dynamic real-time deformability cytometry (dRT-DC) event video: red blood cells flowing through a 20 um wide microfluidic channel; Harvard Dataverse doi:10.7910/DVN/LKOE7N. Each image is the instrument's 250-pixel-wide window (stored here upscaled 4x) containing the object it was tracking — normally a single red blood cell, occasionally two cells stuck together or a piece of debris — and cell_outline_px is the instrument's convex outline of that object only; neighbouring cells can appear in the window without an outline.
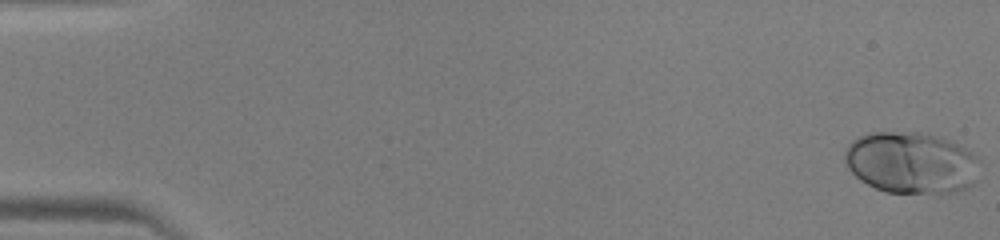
{"species": "human", "species_latin": "Homo sapiens", "temperature_condition": "warm", "stored_images_in_passage": 48, "camera_frame_rate_fps": 3000, "um_per_image_px": 0.085, "donor": {"sex": "male"}, "frame": {"image": 1, "passage_image": 1, "time_ms": 0.0, "image_size_px": [1000, 240], "cell_outline_px": [[980, 160], [976, 180], [972, 184], [964, 188], [952, 192], [884, 192], [860, 180], [848, 168], [844, 160], [844, 152], [848, 144], [852, 140], [868, 132], [920, 132], [956, 144], [972, 152]], "centroid_in_image_um": [77.41, 13.82], "position_along_channel_um": 7.6, "area_um2": 48.09}}
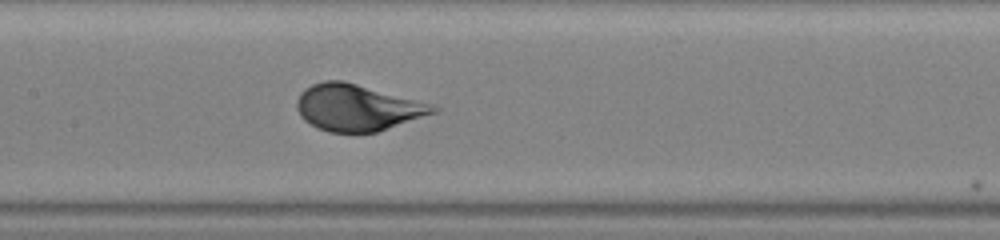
{"frame": {"image": 2, "passage_image": 24, "time_ms": 7.667, "image_size_px": [1000, 240], "cell_outline_px": [[440, 108], [436, 112], [376, 132], [328, 132], [316, 128], [304, 120], [300, 116], [296, 108], [296, 100], [300, 92], [304, 88], [312, 84], [324, 80], [344, 80], [432, 104]], "centroid_in_image_um": [30.31, 9.13], "position_along_channel_um": 177.1, "area_um2": 36.88}}
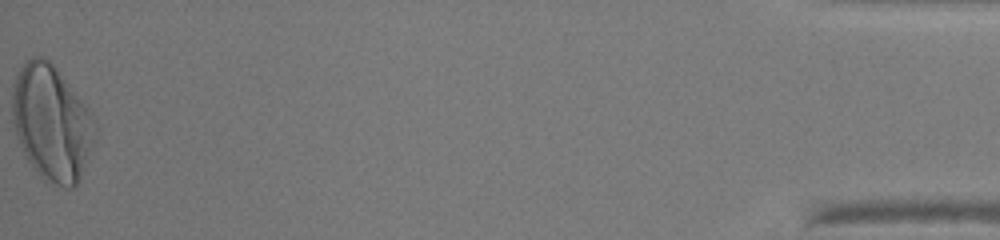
{"frame": {"image": 3, "passage_image": 48, "time_ms": 15.667, "image_size_px": [1000, 240], "cell_outline_px": [[96, 132], [80, 180], [72, 188], [64, 188], [44, 180], [40, 176], [24, 156], [16, 136], [12, 120], [12, 96], [16, 76], [20, 68], [32, 56], [44, 56], [56, 68], [92, 112], [96, 128]], "centroid_in_image_um": [4.38, 10.46], "position_along_channel_um": 430.8, "area_um2": 55.55}}